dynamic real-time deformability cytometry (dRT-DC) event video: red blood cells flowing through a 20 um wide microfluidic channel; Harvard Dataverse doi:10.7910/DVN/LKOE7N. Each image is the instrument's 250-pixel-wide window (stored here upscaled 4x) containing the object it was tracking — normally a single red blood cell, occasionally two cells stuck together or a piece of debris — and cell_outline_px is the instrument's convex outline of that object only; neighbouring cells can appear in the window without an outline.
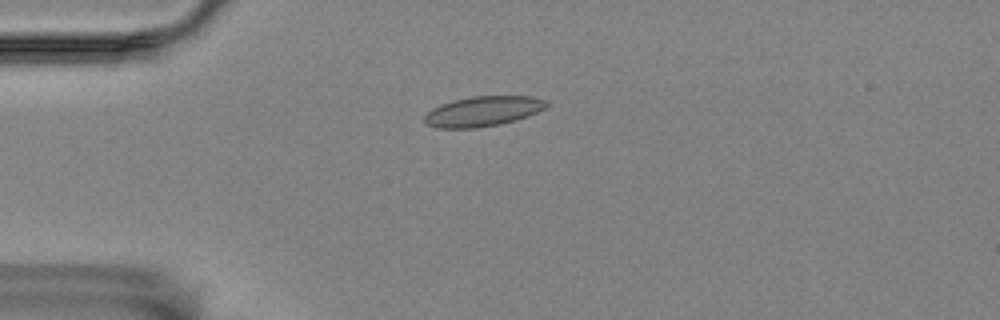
{"species": "Egyptian fruit bat (a non-hibernating species)", "species_latin": "Rousettus aegyptiacus", "temperature_condition": "room temperature", "stored_images_in_passage": 47, "camera_frame_rate_fps": 3000, "um_per_image_px": 0.085, "animal": {"sex": "female"}, "frame": {"image": 1, "passage_image": 8, "time_ms": 2.333, "image_size_px": [1000, 320], "cell_outline_px": [[552, 104], [548, 108], [528, 116], [516, 120], [500, 124], [476, 128], [436, 128], [428, 124], [424, 120], [424, 116], [432, 108], [452, 100], [472, 96], [532, 96], [548, 100]], "centroid_in_image_um": [41.13, 9.45], "position_along_channel_um": 43.9, "area_um2": 21.68}}
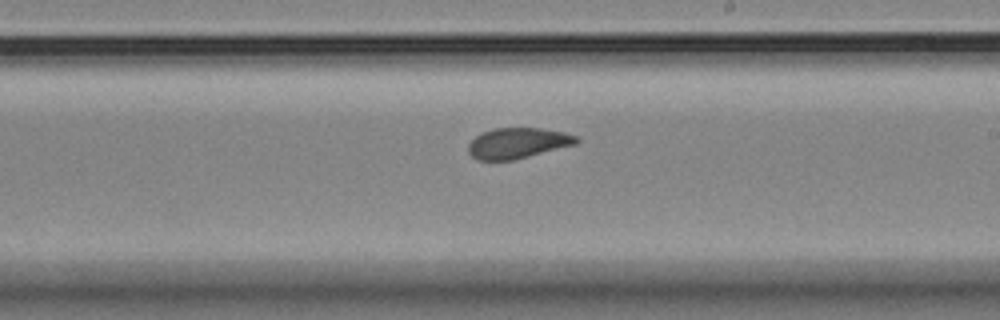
{"frame": {"image": 2, "passage_image": 27, "time_ms": 8.667, "image_size_px": [1000, 320], "cell_outline_px": [[580, 140], [576, 144], [512, 160], [476, 160], [468, 152], [468, 144], [480, 132], [492, 128], [540, 128], [564, 132], [576, 136]], "centroid_in_image_um": [43.97, 12.15], "position_along_channel_um": 245.0, "area_um2": 19.25}}
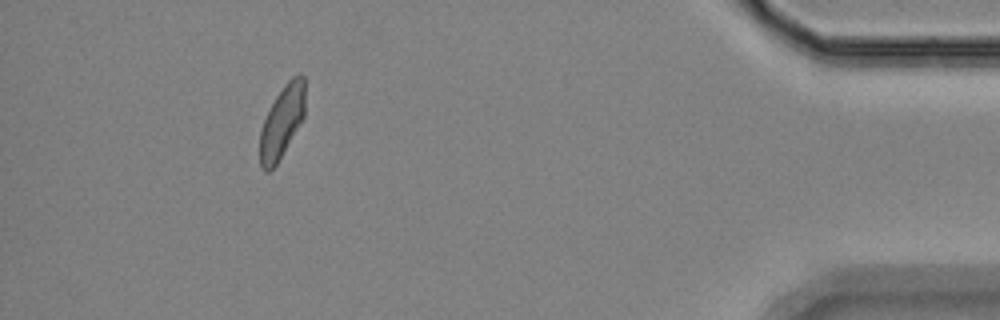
{"frame": {"image": 3, "passage_image": 46, "time_ms": 15.0, "image_size_px": [1000, 320], "cell_outline_px": [[304, 116], [276, 164], [268, 172], [264, 172], [260, 164], [260, 132], [264, 120], [276, 96], [284, 84], [292, 76], [300, 72], [304, 76]], "centroid_in_image_um": [23.96, 10.32], "position_along_channel_um": 411.2, "area_um2": 18.61}}